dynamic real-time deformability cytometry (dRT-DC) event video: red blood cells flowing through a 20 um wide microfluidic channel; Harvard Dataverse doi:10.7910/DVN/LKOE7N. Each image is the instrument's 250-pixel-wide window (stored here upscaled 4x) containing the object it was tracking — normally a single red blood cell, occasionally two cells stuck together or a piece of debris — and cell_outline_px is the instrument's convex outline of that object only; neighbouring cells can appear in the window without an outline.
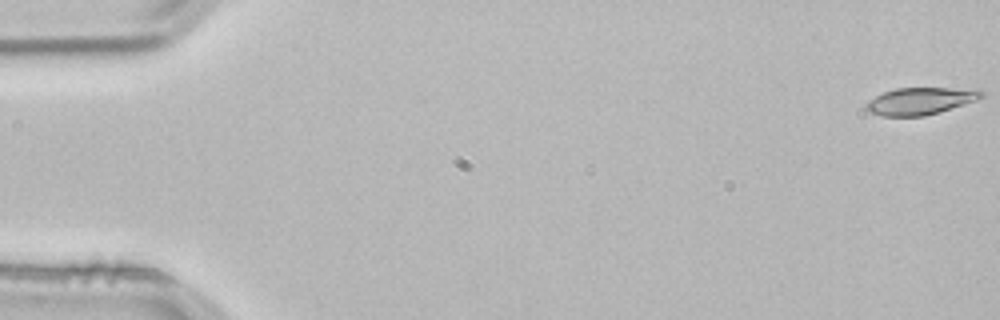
{"species": "common noctule bat (a hibernating species)", "species_latin": "Nyctalus noctula", "temperature_condition": "room temperature", "stored_images_in_passage": 34, "camera_frame_rate_fps": 3000, "um_per_image_px": 0.085, "animal": {"sex": "male", "body_mass_g": 21.5, "forearm_length_mm": 52.0}, "frame": {"image": 1, "passage_image": 1, "time_ms": 0.0, "image_size_px": [1000, 320], "cell_outline_px": [[984, 96], [976, 100], [940, 112], [924, 116], [884, 116], [868, 112], [864, 108], [864, 104], [868, 100], [884, 92], [896, 88], [980, 88], [984, 92]], "centroid_in_image_um": [78.24, 8.58], "position_along_channel_um": 6.8, "area_um2": 18.44}}
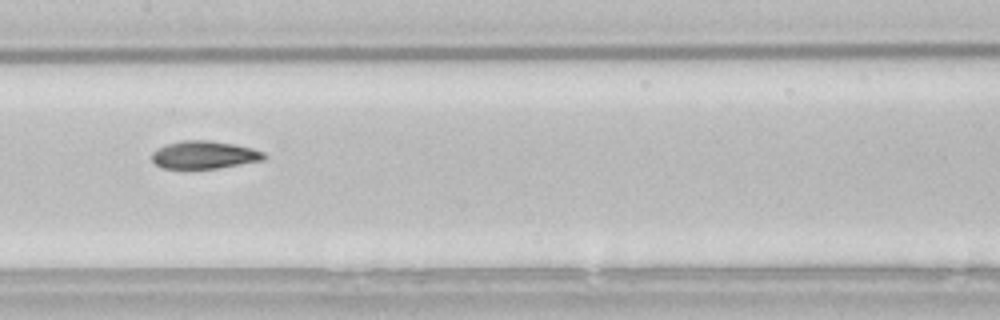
{"frame": {"image": 2, "passage_image": 27, "time_ms": 8.667, "image_size_px": [1000, 320], "cell_outline_px": [[268, 156], [264, 160], [216, 168], [164, 168], [156, 164], [152, 160], [152, 152], [156, 148], [168, 144], [184, 140], [208, 140], [232, 144], [252, 148], [264, 152]], "centroid_in_image_um": [17.37, 13.16], "position_along_channel_um": 190.0, "area_um2": 17.98}}
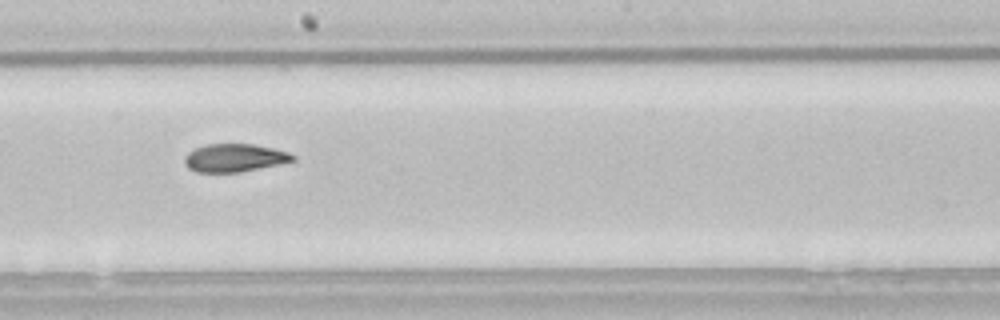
{"frame": {"image": 3, "passage_image": 30, "time_ms": 9.667, "image_size_px": [1000, 320], "cell_outline_px": [[296, 160], [280, 164], [240, 172], [196, 172], [188, 168], [184, 164], [184, 156], [188, 152], [196, 148], [208, 144], [252, 144], [272, 148], [288, 152], [296, 156]], "centroid_in_image_um": [19.93, 13.42], "position_along_channel_um": 228.3, "area_um2": 17.69}}